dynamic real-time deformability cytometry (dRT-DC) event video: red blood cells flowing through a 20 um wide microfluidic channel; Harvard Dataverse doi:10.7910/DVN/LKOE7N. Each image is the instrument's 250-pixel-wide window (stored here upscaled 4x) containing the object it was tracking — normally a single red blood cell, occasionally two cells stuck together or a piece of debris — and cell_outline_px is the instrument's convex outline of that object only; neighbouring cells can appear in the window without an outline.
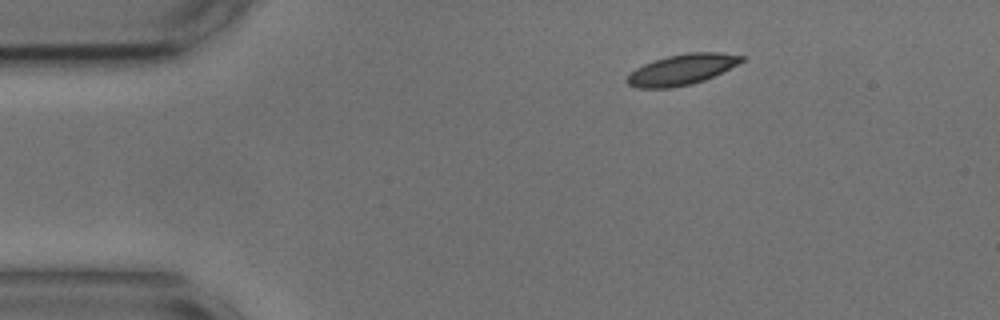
{"species": "common noctule bat (a hibernating species)", "species_latin": "Nyctalus noctula", "temperature_condition": "cold", "stored_images_in_passage": 47, "camera_frame_rate_fps": 3000, "um_per_image_px": 0.085, "animal": {"sex": "male", "body_mass_g": 17.9, "forearm_length_mm": 54.2}, "frame": {"image": 1, "passage_image": 1, "time_ms": 0.0, "image_size_px": [1000, 320], "cell_outline_px": [[744, 60], [704, 80], [692, 84], [668, 88], [640, 88], [628, 84], [624, 80], [636, 68], [652, 60], [668, 56], [688, 52], [720, 52], [744, 56]], "centroid_in_image_um": [57.92, 5.9], "position_along_channel_um": 27.1, "area_um2": 20.17}}
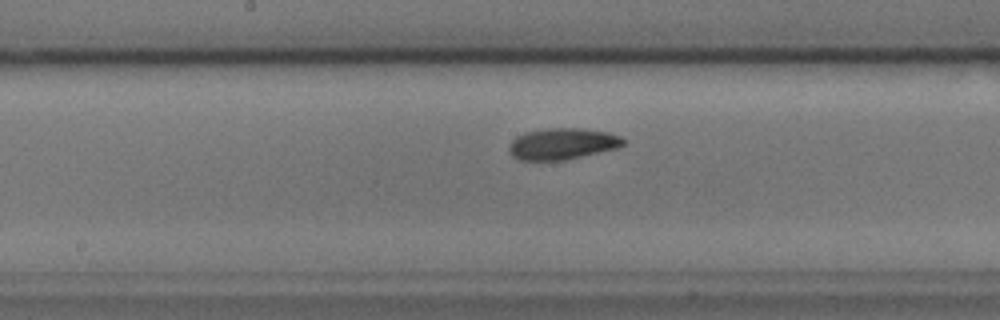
{"frame": {"image": 2, "passage_image": 20, "time_ms": 6.333, "image_size_px": [1000, 320], "cell_outline_px": [[628, 140], [624, 144], [616, 148], [564, 160], [520, 160], [512, 156], [508, 152], [508, 148], [512, 140], [516, 136], [524, 132], [548, 128], [580, 128], [608, 132], [620, 136]], "centroid_in_image_um": [47.78, 12.21], "position_along_channel_um": 200.4, "area_um2": 20.92}}
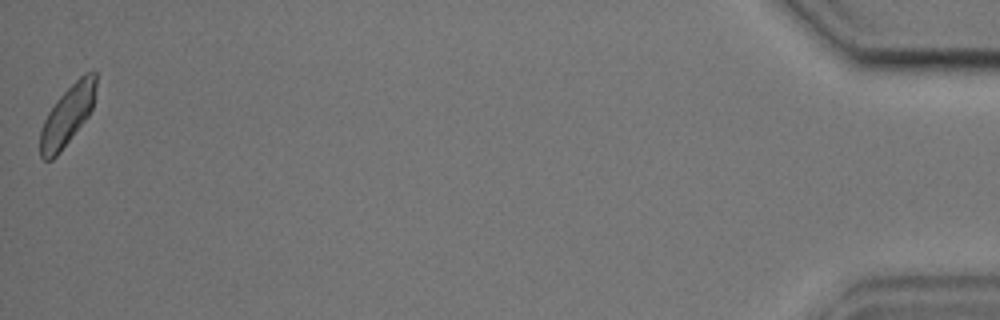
{"frame": {"image": 3, "passage_image": 47, "time_ms": 15.333, "image_size_px": [1000, 320], "cell_outline_px": [[96, 84], [92, 108], [88, 116], [60, 152], [52, 160], [44, 160], [40, 156], [40, 128], [48, 112], [56, 100], [84, 72], [96, 72]], "centroid_in_image_um": [5.71, 9.83], "position_along_channel_um": 429.5, "area_um2": 19.25}, "authors_computed_cell_mechanics": {"area_um2": 20.23, "velocity_mm_per_s": 3.6143, "shape_relaxation_time_tau1_ms": 2.4822, "shape_relaxation_time_tau2_ms": 6.7287, "deformation_change_tau1": 0.0797, "deformation_change_tau2": 0.1023}}